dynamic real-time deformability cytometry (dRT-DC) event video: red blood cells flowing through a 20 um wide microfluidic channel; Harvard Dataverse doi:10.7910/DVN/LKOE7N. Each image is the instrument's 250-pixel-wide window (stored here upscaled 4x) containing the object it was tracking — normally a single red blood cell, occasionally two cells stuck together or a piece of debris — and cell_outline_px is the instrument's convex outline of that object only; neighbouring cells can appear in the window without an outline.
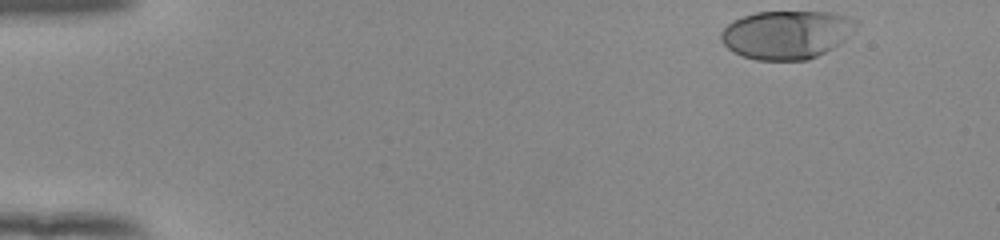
{"species": "human", "species_latin": "Homo sapiens", "temperature_condition": "room temperature", "stored_images_in_passage": 49, "camera_frame_rate_fps": 3000, "um_per_image_px": 0.085, "donor": {"sex": "female"}, "frame": {"image": 1, "passage_image": 1, "time_ms": 0.0, "image_size_px": [1000, 240], "cell_outline_px": [[860, 24], [844, 40], [832, 48], [808, 60], [756, 60], [740, 56], [732, 52], [720, 40], [720, 32], [732, 20], [756, 12], [828, 12], [848, 16], [860, 20]], "centroid_in_image_um": [66.86, 2.94], "position_along_channel_um": 18.1, "area_um2": 38.38}}
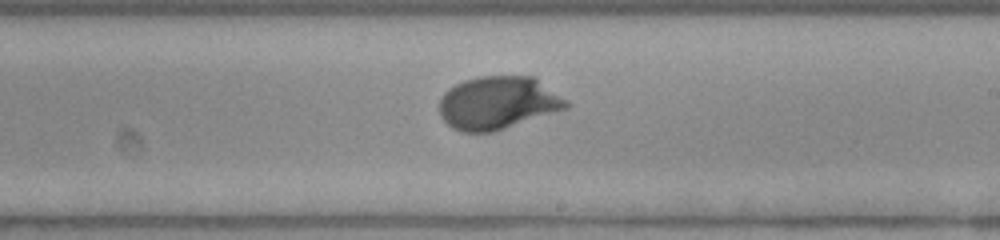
{"frame": {"image": 2, "passage_image": 28, "time_ms": 9.0, "image_size_px": [1000, 240], "cell_outline_px": [[572, 104], [568, 108], [492, 132], [460, 132], [452, 128], [440, 116], [440, 96], [448, 88], [464, 80], [480, 76], [532, 76], [568, 100]], "centroid_in_image_um": [42.31, 8.74], "position_along_channel_um": 246.7, "area_um2": 39.13}}
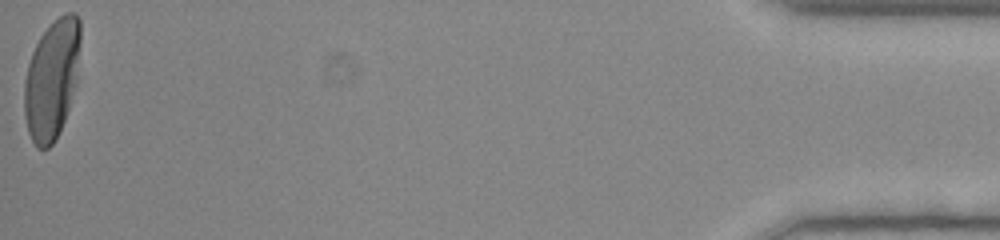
{"frame": {"image": 3, "passage_image": 49, "time_ms": 16.0, "image_size_px": [1000, 240], "cell_outline_px": [[80, 40], [76, 84], [60, 132], [52, 144], [48, 148], [36, 148], [28, 132], [24, 116], [24, 80], [28, 64], [32, 52], [40, 36], [64, 12], [76, 12], [80, 20]], "centroid_in_image_um": [4.4, 6.75], "position_along_channel_um": 430.8, "area_um2": 39.02}, "authors_computed_cell_mechanics": {"area_um2": 38.0324, "velocity_mm_per_s": 3.8934, "shape_relaxation_time_tau1_ms": 2.5357, "shape_relaxation_time_tau2_ms": null, "deformation_change_tau1": 0.1859, "deformation_change_tau2": null}}